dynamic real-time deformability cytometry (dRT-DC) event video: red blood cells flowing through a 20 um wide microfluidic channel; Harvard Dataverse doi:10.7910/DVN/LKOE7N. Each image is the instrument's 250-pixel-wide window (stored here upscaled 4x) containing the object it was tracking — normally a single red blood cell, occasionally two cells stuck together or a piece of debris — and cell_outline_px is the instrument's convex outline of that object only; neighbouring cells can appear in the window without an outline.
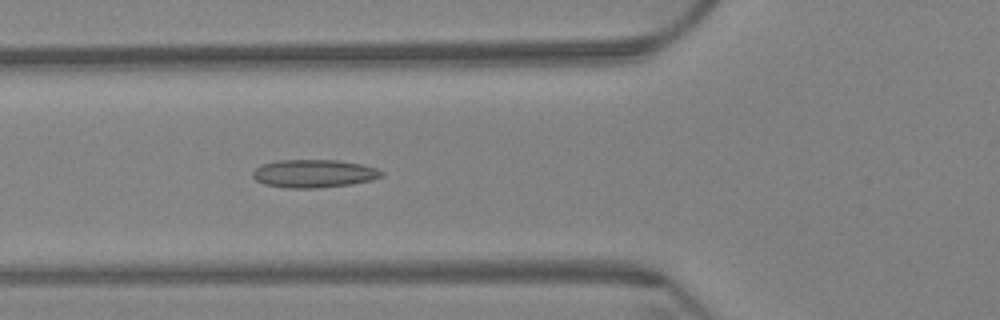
{"species": "Egyptian fruit bat (a non-hibernating species)", "species_latin": "Rousettus aegyptiacus", "temperature_condition": "warm", "stored_images_in_passage": 5, "camera_frame_rate_fps": 3000, "um_per_image_px": 0.085, "animal": {"sex": "female"}, "frame": {"image": 1, "passage_image": 5, "time_ms": 1.333, "image_size_px": [1000, 320], "cell_outline_px": [[384, 176], [372, 180], [352, 184], [316, 188], [284, 188], [264, 184], [256, 180], [252, 176], [252, 172], [256, 168], [264, 164], [276, 160], [336, 160], [360, 164], [376, 168], [384, 172]], "centroid_in_image_um": [26.68, 14.76], "position_along_channel_um": 99.1, "area_um2": 21.1}}